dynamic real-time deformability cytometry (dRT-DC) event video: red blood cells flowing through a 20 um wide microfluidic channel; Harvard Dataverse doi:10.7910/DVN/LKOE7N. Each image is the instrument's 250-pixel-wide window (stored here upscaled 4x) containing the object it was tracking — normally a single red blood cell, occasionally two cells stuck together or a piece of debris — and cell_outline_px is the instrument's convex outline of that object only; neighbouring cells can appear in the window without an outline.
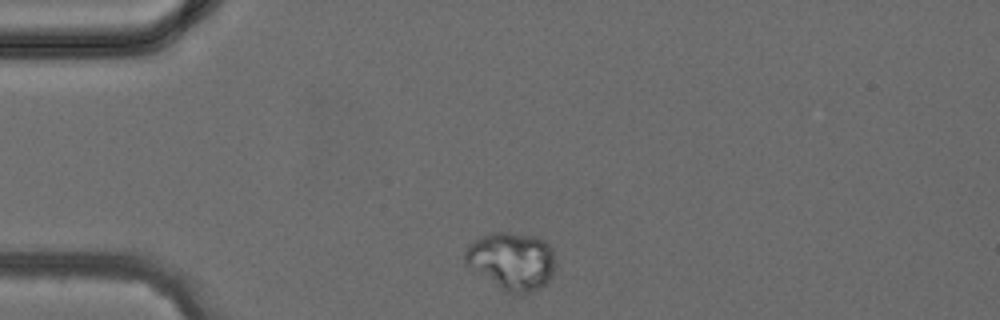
{"species": "common noctule bat (a hibernating species)", "species_latin": "Nyctalus noctula", "temperature_condition": "cold", "stored_images_in_passage": 31, "camera_frame_rate_fps": 3000, "um_per_image_px": 0.085, "animal": {"sex": "female", "body_mass_g": 24.6, "forearm_length_mm": 56.2}, "frame": {"image": 1, "passage_image": 1, "time_ms": 0.0, "image_size_px": [1000, 320], "cell_outline_px": [[552, 276], [540, 288], [516, 296], [500, 288], [468, 264], [464, 260], [464, 252], [476, 240], [492, 232], [512, 232], [536, 236], [544, 240], [552, 248]], "centroid_in_image_um": [43.52, 22.17], "position_along_channel_um": 41.5, "area_um2": 29.65}}
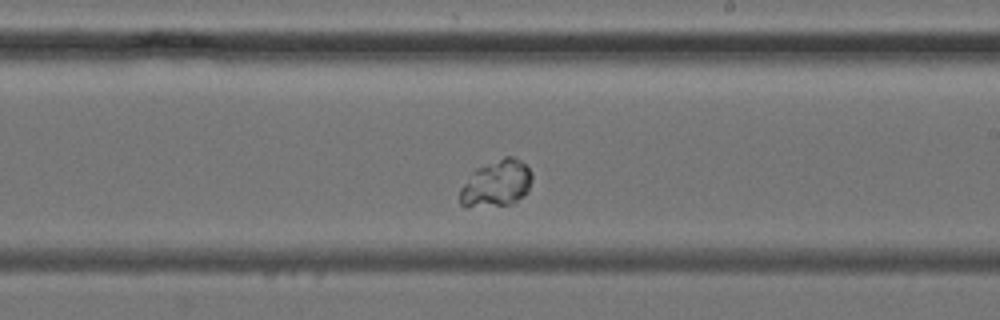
{"frame": {"image": 2, "passage_image": 15, "time_ms": 4.667, "image_size_px": [1000, 320], "cell_outline_px": [[532, 180], [528, 192], [512, 204], [464, 208], [460, 204], [460, 188], [472, 172], [476, 168], [504, 156], [512, 156], [520, 160], [532, 172]], "centroid_in_image_um": [42.19, 15.61], "position_along_channel_um": 246.8, "area_um2": 19.83}}
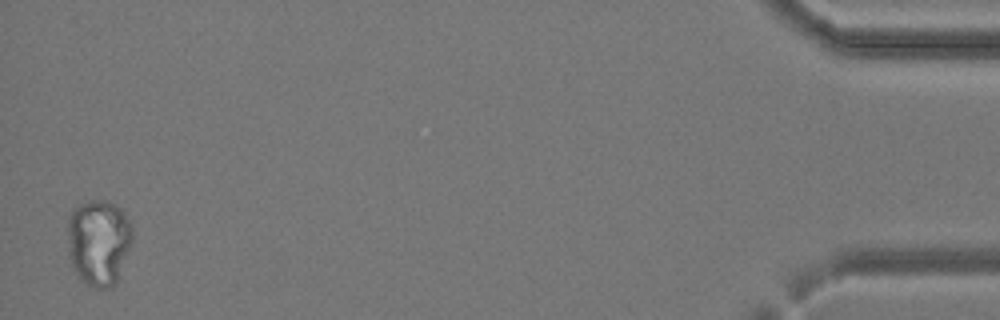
{"frame": {"image": 3, "passage_image": 31, "time_ms": 10.0, "image_size_px": [1000, 320], "cell_outline_px": [[132, 240], [116, 280], [108, 288], [96, 288], [80, 280], [72, 268], [68, 256], [68, 220], [72, 212], [80, 204], [92, 200], [104, 200], [120, 208], [124, 212], [132, 224]], "centroid_in_image_um": [8.36, 20.58], "position_along_channel_um": 426.8, "area_um2": 32.31}}